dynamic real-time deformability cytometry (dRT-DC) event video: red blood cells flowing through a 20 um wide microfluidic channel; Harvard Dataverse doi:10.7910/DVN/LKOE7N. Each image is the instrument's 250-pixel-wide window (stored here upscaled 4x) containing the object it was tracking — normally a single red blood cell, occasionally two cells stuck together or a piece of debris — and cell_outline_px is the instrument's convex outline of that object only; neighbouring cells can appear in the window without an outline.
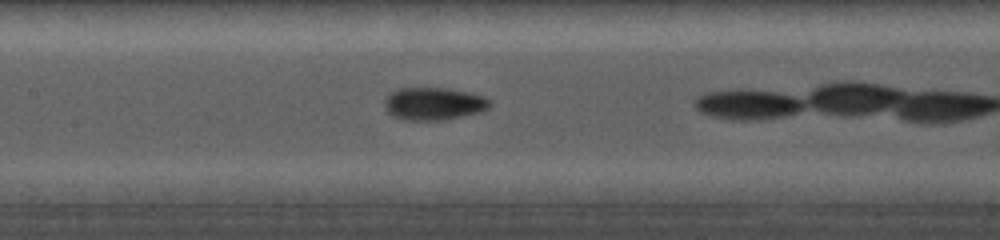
{"species": "common noctule bat (a hibernating species)", "species_latin": "Nyctalus noctula", "temperature_condition": "cold", "stored_images_in_passage": 31, "camera_frame_rate_fps": 5000, "um_per_image_px": 0.085, "animal": {"sex": "female", "body_mass_g": 19.0, "forearm_length_mm": 56.7}, "frame": {"image": 1, "passage_image": 14, "time_ms": 2.8, "image_size_px": [1000, 240], "cell_outline_px": [[492, 104], [488, 108], [480, 112], [444, 120], [404, 120], [392, 116], [384, 108], [384, 100], [388, 92], [396, 88], [448, 88], [468, 92], [484, 96], [492, 100]], "centroid_in_image_um": [36.84, 8.81], "position_along_channel_um": 170.6, "area_um2": 20.4}}
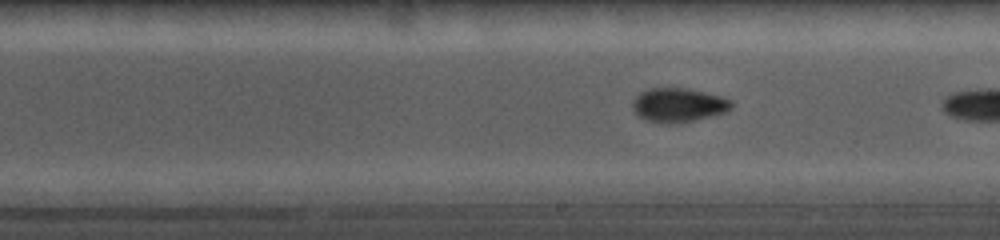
{"frame": {"image": 2, "passage_image": 23, "time_ms": 4.4, "image_size_px": [1000, 240], "cell_outline_px": [[732, 108], [724, 112], [692, 120], [664, 124], [644, 120], [632, 108], [632, 100], [640, 92], [652, 88], [688, 88], [720, 96], [732, 100]], "centroid_in_image_um": [57.63, 8.91], "position_along_channel_um": 231.4, "area_um2": 19.36}}